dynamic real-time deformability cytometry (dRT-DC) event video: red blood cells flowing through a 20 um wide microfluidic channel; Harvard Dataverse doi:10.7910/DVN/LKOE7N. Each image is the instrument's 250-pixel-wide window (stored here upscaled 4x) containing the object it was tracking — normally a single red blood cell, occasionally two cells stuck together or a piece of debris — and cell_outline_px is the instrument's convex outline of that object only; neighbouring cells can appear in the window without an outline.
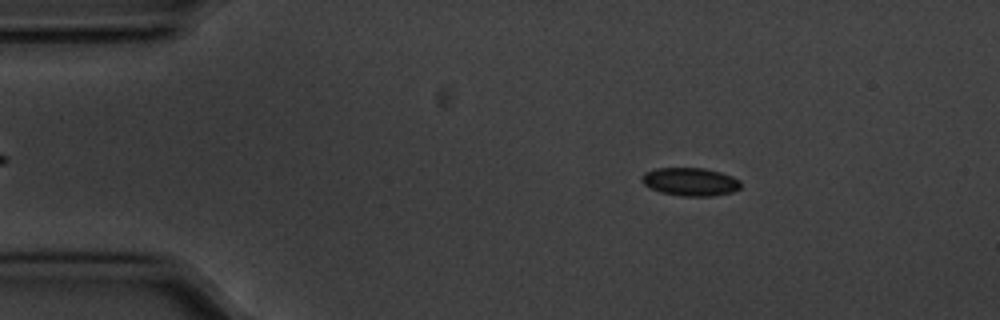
{"species": "common noctule bat (a hibernating species)", "species_latin": "Nyctalus noctula", "temperature_condition": "cold", "stored_images_in_passage": 55, "camera_frame_rate_fps": 3000, "um_per_image_px": 0.085, "animal": {"sex": "male", "body_mass_g": 20.1, "forearm_length_mm": 53.5}, "frame": {"image": 1, "passage_image": 8, "time_ms": 2.333, "image_size_px": [1000, 320], "cell_outline_px": [[740, 188], [732, 192], [712, 196], [684, 196], [660, 192], [648, 188], [640, 180], [640, 176], [644, 172], [656, 168], [704, 168], [720, 172], [732, 176], [740, 180]], "centroid_in_image_um": [58.63, 15.44], "position_along_channel_um": 26.4, "area_um2": 16.36}}
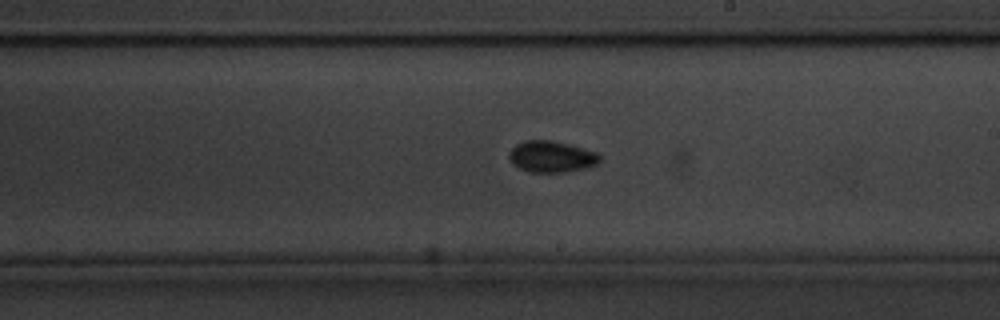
{"frame": {"image": 2, "passage_image": 31, "time_ms": 10.0, "image_size_px": [1000, 320], "cell_outline_px": [[600, 160], [596, 164], [588, 168], [564, 172], [528, 172], [512, 164], [508, 156], [508, 152], [516, 144], [524, 140], [552, 140], [568, 144], [596, 152], [600, 156]], "centroid_in_image_um": [46.85, 13.31], "position_along_channel_um": 242.2, "area_um2": 16.65}}
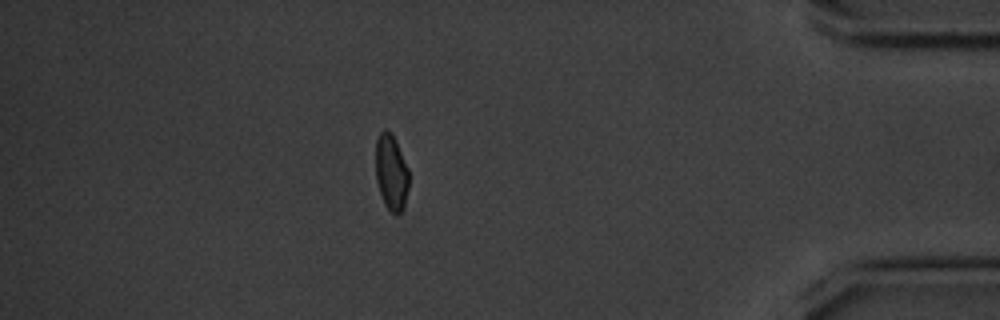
{"frame": {"image": 3, "passage_image": 48, "time_ms": 15.667, "image_size_px": [1000, 320], "cell_outline_px": [[408, 188], [404, 208], [396, 216], [384, 204], [376, 180], [376, 140], [380, 132], [384, 128], [392, 132], [408, 168]], "centroid_in_image_um": [33.25, 14.64], "position_along_channel_um": 401.9, "area_um2": 14.74}, "authors_computed_cell_mechanics": {"area_um2": 15.895, "velocity_mm_per_s": 3.5599, "shape_relaxation_time_tau1_ms": 3.1783, "shape_relaxation_time_tau2_ms": 1.9678, "deformation_change_tau1": 0.0609, "deformation_change_tau2": 0.0568}}